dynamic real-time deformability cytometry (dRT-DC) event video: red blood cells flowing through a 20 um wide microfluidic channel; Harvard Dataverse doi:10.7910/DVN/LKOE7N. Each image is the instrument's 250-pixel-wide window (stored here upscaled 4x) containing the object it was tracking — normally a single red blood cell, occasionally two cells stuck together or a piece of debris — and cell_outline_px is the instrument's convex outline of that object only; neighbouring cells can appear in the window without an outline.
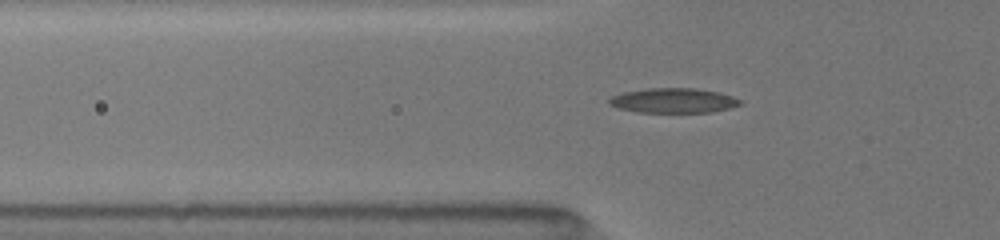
{"species": "common noctule bat (a hibernating species)", "species_latin": "Nyctalus noctula", "temperature_condition": "room temperature", "stored_images_in_passage": 42, "camera_frame_rate_fps": 3000, "um_per_image_px": 0.085, "animal": {"sex": "female", "body_mass_g": 19.5, "forearm_length_mm": 54.1}, "frame": {"image": 1, "passage_image": 2, "time_ms": 0.333, "image_size_px": [1000, 240], "cell_outline_px": [[740, 104], [728, 108], [712, 112], [640, 112], [616, 108], [608, 104], [608, 100], [612, 96], [624, 92], [648, 88], [696, 88], [720, 92], [732, 96], [740, 100]], "centroid_in_image_um": [57.21, 8.54], "position_along_channel_um": 68.6, "area_um2": 18.84}}
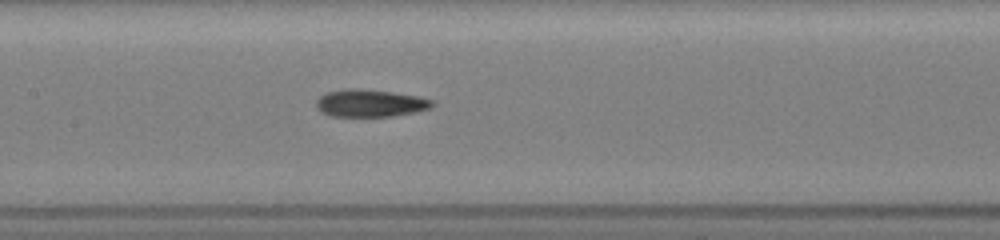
{"frame": {"image": 2, "passage_image": 18, "time_ms": 3.0, "image_size_px": [1000, 240], "cell_outline_px": [[436, 104], [432, 108], [416, 112], [392, 116], [332, 116], [316, 108], [316, 100], [324, 92], [344, 88], [360, 88], [392, 92], [420, 96], [436, 100]], "centroid_in_image_um": [31.52, 8.75], "position_along_channel_um": 175.9, "area_um2": 18.9}}
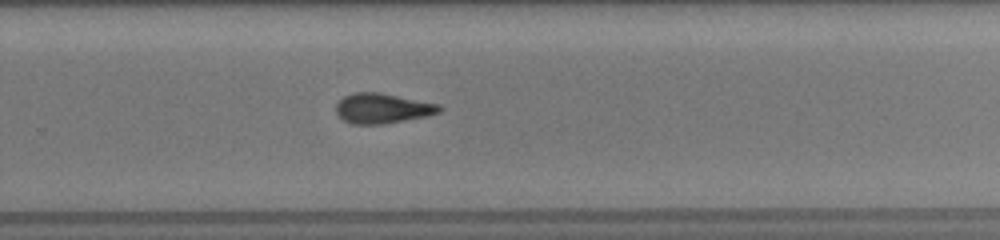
{"frame": {"image": 3, "passage_image": 42, "time_ms": 6.0, "image_size_px": [1000, 240], "cell_outline_px": [[444, 108], [440, 112], [424, 116], [384, 124], [352, 124], [344, 120], [336, 112], [336, 104], [344, 96], [352, 92], [380, 92], [440, 104]], "centroid_in_image_um": [32.51, 9.19], "position_along_channel_um": 297.3, "area_um2": 18.09}}